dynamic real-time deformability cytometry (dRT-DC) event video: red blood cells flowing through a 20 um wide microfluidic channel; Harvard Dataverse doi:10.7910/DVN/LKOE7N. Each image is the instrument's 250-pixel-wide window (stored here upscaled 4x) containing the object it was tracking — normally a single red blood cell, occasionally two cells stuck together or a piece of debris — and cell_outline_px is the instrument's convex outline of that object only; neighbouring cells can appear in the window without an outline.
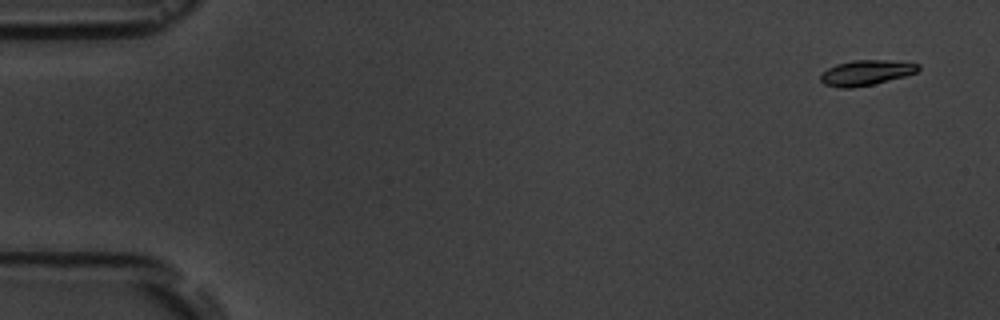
{"species": "common noctule bat (a hibernating species)", "species_latin": "Nyctalus noctula", "temperature_condition": "room temperature", "stored_images_in_passage": 5, "camera_frame_rate_fps": 3000, "um_per_image_px": 0.085, "animal": {"sex": "male", "body_mass_g": 19.5, "forearm_length_mm": 54.6}, "frame": {"image": 1, "passage_image": 1, "time_ms": 0.0, "image_size_px": [1000, 320], "cell_outline_px": [[920, 68], [916, 72], [904, 76], [872, 84], [852, 88], [840, 88], [824, 84], [820, 80], [820, 76], [828, 68], [836, 64], [852, 60], [884, 60], [920, 64]], "centroid_in_image_um": [73.59, 6.18], "position_along_channel_um": 11.4, "area_um2": 14.16}}
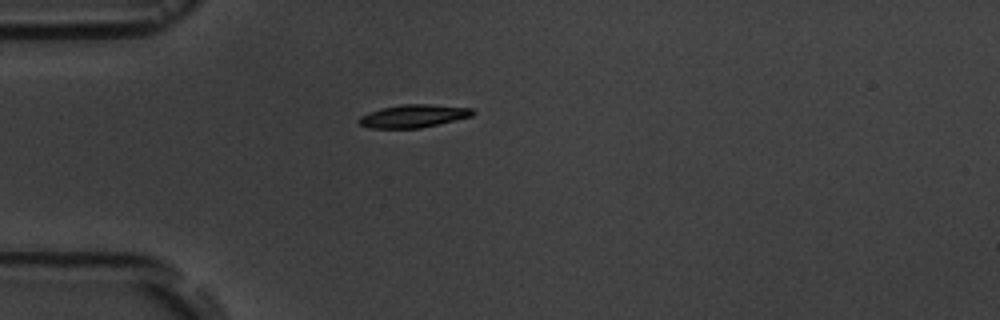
{"frame": {"image": 2, "passage_image": 5, "time_ms": 4.333, "image_size_px": [1000, 320], "cell_outline_px": [[476, 112], [472, 116], [420, 128], [368, 128], [360, 124], [356, 120], [360, 116], [368, 112], [380, 108], [400, 104], [428, 104], [472, 108]], "centroid_in_image_um": [35.1, 9.86], "position_along_channel_um": 49.9, "area_um2": 15.26}}